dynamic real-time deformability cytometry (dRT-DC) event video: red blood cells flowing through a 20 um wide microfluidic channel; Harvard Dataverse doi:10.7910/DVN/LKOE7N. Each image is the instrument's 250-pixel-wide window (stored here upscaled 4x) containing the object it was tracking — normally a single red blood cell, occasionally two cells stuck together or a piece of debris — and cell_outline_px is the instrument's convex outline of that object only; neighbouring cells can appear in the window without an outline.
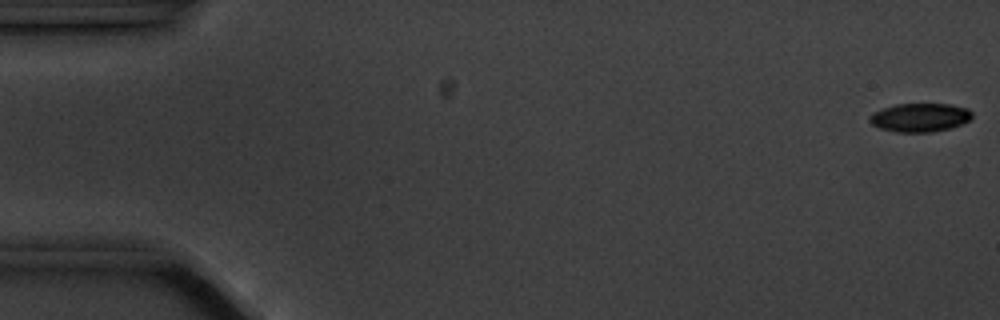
{"species": "common noctule bat (a hibernating species)", "species_latin": "Nyctalus noctula", "temperature_condition": "cold", "stored_images_in_passage": 4, "camera_frame_rate_fps": 3000, "um_per_image_px": 0.085, "animal": {"sex": "male", "body_mass_g": 20.1, "forearm_length_mm": 53.5}, "frame": {"image": 1, "passage_image": 1, "time_ms": 0.0, "image_size_px": [1000, 320], "cell_outline_px": [[972, 116], [968, 120], [952, 128], [932, 132], [896, 132], [880, 128], [872, 124], [868, 120], [868, 116], [872, 112], [896, 104], [948, 104], [968, 108], [972, 112]], "centroid_in_image_um": [78.17, 9.99], "position_along_channel_um": 6.8, "area_um2": 17.11}}